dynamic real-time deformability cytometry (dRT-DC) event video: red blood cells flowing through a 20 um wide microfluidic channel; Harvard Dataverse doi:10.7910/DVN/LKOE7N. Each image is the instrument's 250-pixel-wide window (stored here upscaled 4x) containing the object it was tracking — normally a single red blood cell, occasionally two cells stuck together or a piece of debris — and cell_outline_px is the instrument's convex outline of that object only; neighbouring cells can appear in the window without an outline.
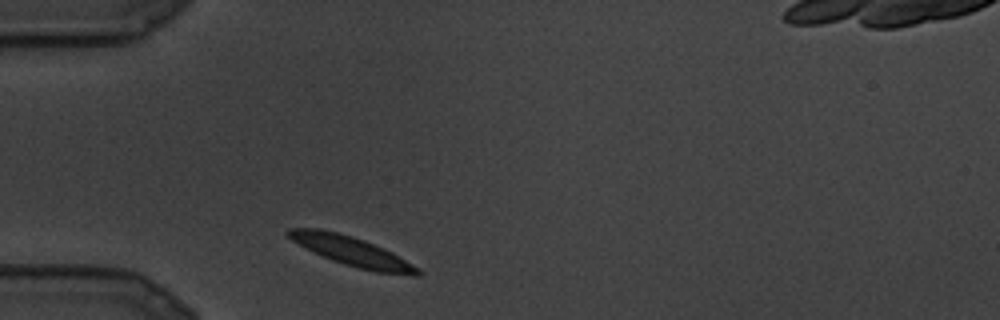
{"species": "common noctule bat (a hibernating species)", "species_latin": "Nyctalus noctula", "temperature_condition": "cold", "stored_images_in_passage": 3, "camera_frame_rate_fps": 3000, "um_per_image_px": 0.085, "animal": {"sex": "male", "body_mass_g": 19.5, "forearm_length_mm": 54.6}, "frame": {"image": 1, "passage_image": 1, "time_ms": 0.0, "image_size_px": [1000, 320], "cell_outline_px": [[424, 272], [420, 276], [416, 276], [376, 272], [344, 264], [332, 260], [292, 240], [288, 236], [288, 228], [320, 228], [352, 236], [364, 240], [384, 248], [392, 252], [420, 268]], "centroid_in_image_um": [30.01, 21.37], "position_along_channel_um": 55.0, "area_um2": 21.79}}
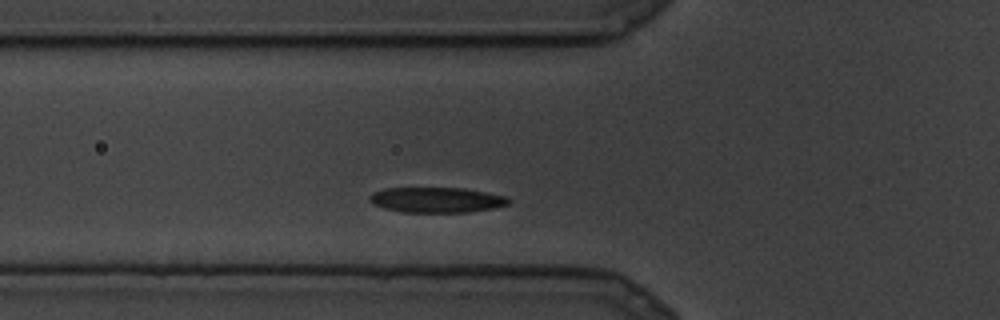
{"frame": {"image": 2, "passage_image": 3, "time_ms": 0.667, "image_size_px": [1000, 320], "cell_outline_px": [[512, 200], [508, 204], [492, 208], [468, 212], [404, 212], [384, 208], [372, 204], [368, 200], [368, 196], [372, 192], [384, 188], [464, 188], [508, 196]], "centroid_in_image_um": [37.09, 16.98], "position_along_channel_um": 88.7, "area_um2": 20.63}}